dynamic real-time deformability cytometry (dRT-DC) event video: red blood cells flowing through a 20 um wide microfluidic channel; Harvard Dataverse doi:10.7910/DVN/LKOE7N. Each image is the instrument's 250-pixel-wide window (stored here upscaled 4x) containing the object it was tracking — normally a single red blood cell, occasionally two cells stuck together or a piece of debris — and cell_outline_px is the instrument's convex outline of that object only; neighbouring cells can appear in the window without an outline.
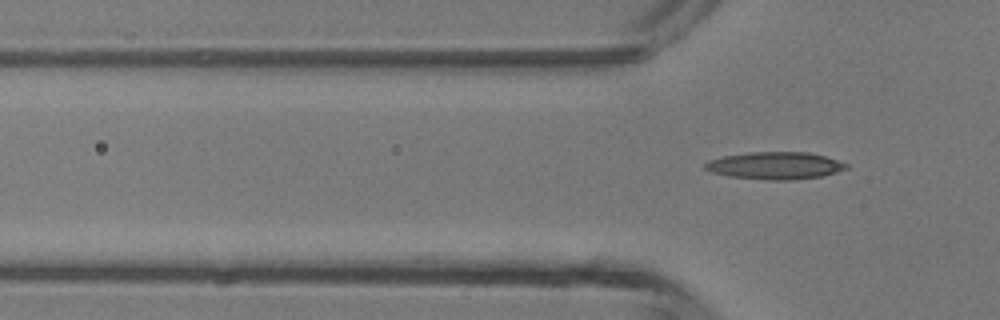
{"species": "common noctule bat (a hibernating species)", "species_latin": "Nyctalus noctula", "temperature_condition": "room temperature", "stored_images_in_passage": 4, "camera_frame_rate_fps": 3000, "um_per_image_px": 0.085, "animal": {"sex": "male", "body_mass_g": 13.3}, "frame": {"image": 1, "passage_image": 4, "time_ms": 4.333, "image_size_px": [1000, 320], "cell_outline_px": [[848, 168], [836, 172], [820, 176], [792, 180], [768, 180], [728, 176], [712, 172], [704, 168], [704, 164], [708, 160], [724, 156], [748, 152], [808, 152], [824, 156], [848, 164]], "centroid_in_image_um": [65.86, 14.07], "position_along_channel_um": 59.9, "area_um2": 22.37}}